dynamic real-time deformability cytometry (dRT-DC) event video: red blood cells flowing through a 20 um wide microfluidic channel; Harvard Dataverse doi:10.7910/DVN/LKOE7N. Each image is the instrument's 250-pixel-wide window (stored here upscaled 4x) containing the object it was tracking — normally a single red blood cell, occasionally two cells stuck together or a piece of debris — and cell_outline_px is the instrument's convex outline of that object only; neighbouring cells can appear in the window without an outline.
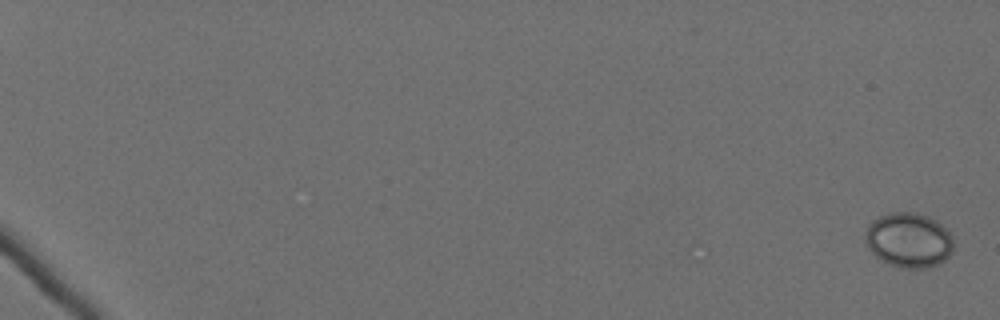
{"species": "Egyptian fruit bat (a non-hibernating species)", "species_latin": "Rousettus aegyptiacus", "temperature_condition": "cold", "stored_images_in_passage": 62, "camera_frame_rate_fps": 3000, "um_per_image_px": 0.085, "animal": {"sex": "female"}, "frame": {"image": 1, "passage_image": 1, "time_ms": 0.0, "image_size_px": [1000, 320], "cell_outline_px": [[952, 252], [944, 260], [928, 268], [900, 268], [888, 264], [880, 260], [868, 248], [864, 240], [864, 236], [868, 224], [872, 220], [880, 216], [892, 212], [916, 212], [928, 216], [936, 220], [952, 236]], "centroid_in_image_um": [77.21, 20.41], "position_along_channel_um": 7.8, "area_um2": 28.32}}
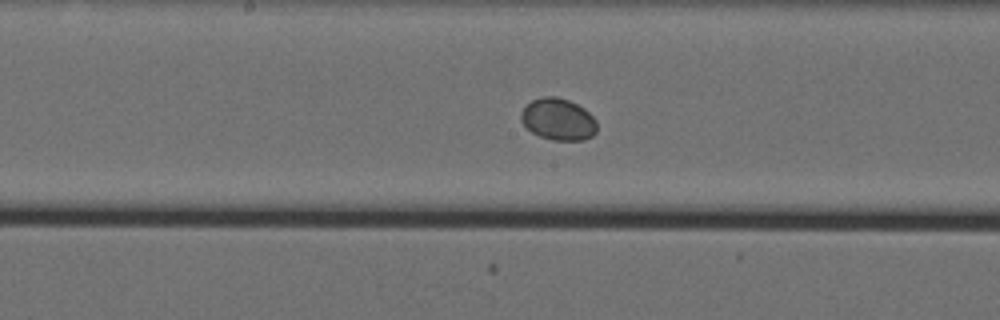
{"frame": {"image": 2, "passage_image": 37, "time_ms": 12.0, "image_size_px": [1000, 320], "cell_outline_px": [[596, 132], [592, 136], [584, 140], [552, 140], [540, 136], [532, 132], [520, 120], [520, 112], [532, 100], [544, 96], [556, 96], [568, 100], [584, 108], [596, 120]], "centroid_in_image_um": [47.44, 10.14], "position_along_channel_um": 200.8, "area_um2": 18.44}}
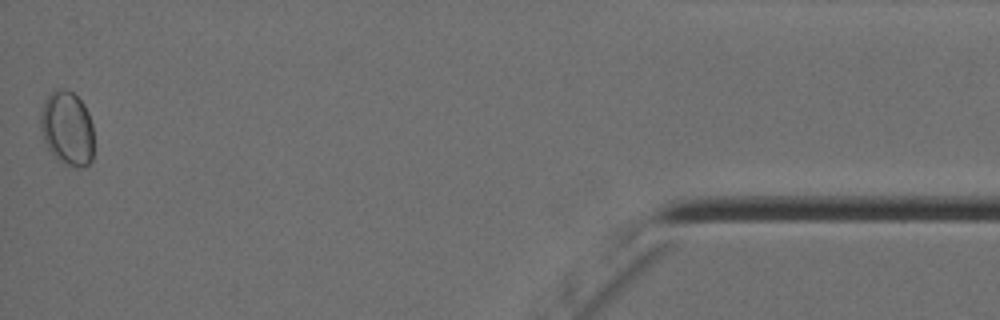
{"frame": {"image": 3, "passage_image": 62, "time_ms": 20.333, "image_size_px": [1000, 320], "cell_outline_px": [[92, 160], [88, 164], [80, 168], [64, 164], [48, 148], [44, 140], [40, 128], [40, 112], [44, 100], [52, 92], [60, 88], [64, 88], [72, 92], [84, 104], [88, 112], [92, 124]], "centroid_in_image_um": [5.7, 10.89], "position_along_channel_um": 429.5, "area_um2": 22.95}}